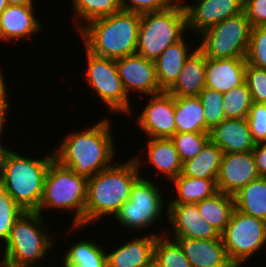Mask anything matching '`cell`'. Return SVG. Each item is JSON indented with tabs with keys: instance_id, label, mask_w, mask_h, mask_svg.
<instances>
[{
	"instance_id": "4316f807",
	"label": "cell",
	"mask_w": 266,
	"mask_h": 267,
	"mask_svg": "<svg viewBox=\"0 0 266 267\" xmlns=\"http://www.w3.org/2000/svg\"><path fill=\"white\" fill-rule=\"evenodd\" d=\"M223 151L209 140L192 159L183 162L182 175L192 178L217 179Z\"/></svg>"
},
{
	"instance_id": "ee69618b",
	"label": "cell",
	"mask_w": 266,
	"mask_h": 267,
	"mask_svg": "<svg viewBox=\"0 0 266 267\" xmlns=\"http://www.w3.org/2000/svg\"><path fill=\"white\" fill-rule=\"evenodd\" d=\"M34 0H7L8 5H34Z\"/></svg>"
},
{
	"instance_id": "f546056e",
	"label": "cell",
	"mask_w": 266,
	"mask_h": 267,
	"mask_svg": "<svg viewBox=\"0 0 266 267\" xmlns=\"http://www.w3.org/2000/svg\"><path fill=\"white\" fill-rule=\"evenodd\" d=\"M64 255L63 264L66 267H107L106 251L92 240L75 242Z\"/></svg>"
},
{
	"instance_id": "d4e9b609",
	"label": "cell",
	"mask_w": 266,
	"mask_h": 267,
	"mask_svg": "<svg viewBox=\"0 0 266 267\" xmlns=\"http://www.w3.org/2000/svg\"><path fill=\"white\" fill-rule=\"evenodd\" d=\"M172 181L177 195L167 204H196L218 192L217 179L192 178L179 174Z\"/></svg>"
},
{
	"instance_id": "7bdbcfd3",
	"label": "cell",
	"mask_w": 266,
	"mask_h": 267,
	"mask_svg": "<svg viewBox=\"0 0 266 267\" xmlns=\"http://www.w3.org/2000/svg\"><path fill=\"white\" fill-rule=\"evenodd\" d=\"M252 153L259 175L266 177V141L256 143Z\"/></svg>"
},
{
	"instance_id": "bcb514c9",
	"label": "cell",
	"mask_w": 266,
	"mask_h": 267,
	"mask_svg": "<svg viewBox=\"0 0 266 267\" xmlns=\"http://www.w3.org/2000/svg\"><path fill=\"white\" fill-rule=\"evenodd\" d=\"M6 194L5 185L3 179L0 176V199Z\"/></svg>"
},
{
	"instance_id": "9c48e42d",
	"label": "cell",
	"mask_w": 266,
	"mask_h": 267,
	"mask_svg": "<svg viewBox=\"0 0 266 267\" xmlns=\"http://www.w3.org/2000/svg\"><path fill=\"white\" fill-rule=\"evenodd\" d=\"M221 238L229 260L235 267H241L254 253L263 250L266 221L234 208Z\"/></svg>"
},
{
	"instance_id": "52a82bcc",
	"label": "cell",
	"mask_w": 266,
	"mask_h": 267,
	"mask_svg": "<svg viewBox=\"0 0 266 267\" xmlns=\"http://www.w3.org/2000/svg\"><path fill=\"white\" fill-rule=\"evenodd\" d=\"M181 1L166 10L141 14L137 54L155 62L171 44L184 37L183 34L187 31V15Z\"/></svg>"
},
{
	"instance_id": "7402d4cb",
	"label": "cell",
	"mask_w": 266,
	"mask_h": 267,
	"mask_svg": "<svg viewBox=\"0 0 266 267\" xmlns=\"http://www.w3.org/2000/svg\"><path fill=\"white\" fill-rule=\"evenodd\" d=\"M206 57L196 47L186 59L176 82L167 90L174 97L198 96L205 88Z\"/></svg>"
},
{
	"instance_id": "4fadbf2b",
	"label": "cell",
	"mask_w": 266,
	"mask_h": 267,
	"mask_svg": "<svg viewBox=\"0 0 266 267\" xmlns=\"http://www.w3.org/2000/svg\"><path fill=\"white\" fill-rule=\"evenodd\" d=\"M261 176L252 151L223 154L216 186L219 192L234 196L243 187Z\"/></svg>"
},
{
	"instance_id": "60d3db41",
	"label": "cell",
	"mask_w": 266,
	"mask_h": 267,
	"mask_svg": "<svg viewBox=\"0 0 266 267\" xmlns=\"http://www.w3.org/2000/svg\"><path fill=\"white\" fill-rule=\"evenodd\" d=\"M244 12L252 28L266 26V0H244Z\"/></svg>"
},
{
	"instance_id": "ba28073f",
	"label": "cell",
	"mask_w": 266,
	"mask_h": 267,
	"mask_svg": "<svg viewBox=\"0 0 266 267\" xmlns=\"http://www.w3.org/2000/svg\"><path fill=\"white\" fill-rule=\"evenodd\" d=\"M251 29L243 11L204 30L197 47L205 57L246 58Z\"/></svg>"
},
{
	"instance_id": "484cf974",
	"label": "cell",
	"mask_w": 266,
	"mask_h": 267,
	"mask_svg": "<svg viewBox=\"0 0 266 267\" xmlns=\"http://www.w3.org/2000/svg\"><path fill=\"white\" fill-rule=\"evenodd\" d=\"M176 133H205V114L198 96L174 97Z\"/></svg>"
},
{
	"instance_id": "b9f144b4",
	"label": "cell",
	"mask_w": 266,
	"mask_h": 267,
	"mask_svg": "<svg viewBox=\"0 0 266 267\" xmlns=\"http://www.w3.org/2000/svg\"><path fill=\"white\" fill-rule=\"evenodd\" d=\"M2 74L0 69V134L5 130L3 127L7 123V110L10 108L7 102L8 92H6V80H4Z\"/></svg>"
},
{
	"instance_id": "44dd1931",
	"label": "cell",
	"mask_w": 266,
	"mask_h": 267,
	"mask_svg": "<svg viewBox=\"0 0 266 267\" xmlns=\"http://www.w3.org/2000/svg\"><path fill=\"white\" fill-rule=\"evenodd\" d=\"M34 10L33 5H8L0 16V40L20 41L42 29Z\"/></svg>"
},
{
	"instance_id": "8992f818",
	"label": "cell",
	"mask_w": 266,
	"mask_h": 267,
	"mask_svg": "<svg viewBox=\"0 0 266 267\" xmlns=\"http://www.w3.org/2000/svg\"><path fill=\"white\" fill-rule=\"evenodd\" d=\"M87 189L88 179L79 176L72 169L62 166L53 159L45 176L43 194L36 212L43 215V210L48 208L71 210L72 213L75 210L72 227L74 229L84 228Z\"/></svg>"
},
{
	"instance_id": "d6986e66",
	"label": "cell",
	"mask_w": 266,
	"mask_h": 267,
	"mask_svg": "<svg viewBox=\"0 0 266 267\" xmlns=\"http://www.w3.org/2000/svg\"><path fill=\"white\" fill-rule=\"evenodd\" d=\"M210 140L224 154L253 151L254 142L247 118L224 119L210 131Z\"/></svg>"
},
{
	"instance_id": "e575fe53",
	"label": "cell",
	"mask_w": 266,
	"mask_h": 267,
	"mask_svg": "<svg viewBox=\"0 0 266 267\" xmlns=\"http://www.w3.org/2000/svg\"><path fill=\"white\" fill-rule=\"evenodd\" d=\"M170 139L183 163L194 158L202 150L210 140V133H175Z\"/></svg>"
},
{
	"instance_id": "5b68a950",
	"label": "cell",
	"mask_w": 266,
	"mask_h": 267,
	"mask_svg": "<svg viewBox=\"0 0 266 267\" xmlns=\"http://www.w3.org/2000/svg\"><path fill=\"white\" fill-rule=\"evenodd\" d=\"M50 235L41 214L24 211L1 249L4 253L0 267H43L36 264L43 261L46 252L54 246Z\"/></svg>"
},
{
	"instance_id": "ac0fdd59",
	"label": "cell",
	"mask_w": 266,
	"mask_h": 267,
	"mask_svg": "<svg viewBox=\"0 0 266 267\" xmlns=\"http://www.w3.org/2000/svg\"><path fill=\"white\" fill-rule=\"evenodd\" d=\"M181 246L192 267H235L229 260L222 238H172Z\"/></svg>"
},
{
	"instance_id": "277c9868",
	"label": "cell",
	"mask_w": 266,
	"mask_h": 267,
	"mask_svg": "<svg viewBox=\"0 0 266 267\" xmlns=\"http://www.w3.org/2000/svg\"><path fill=\"white\" fill-rule=\"evenodd\" d=\"M54 154L46 158H26L8 149L3 157L0 176L6 193L25 211L36 212L43 194L45 176Z\"/></svg>"
},
{
	"instance_id": "2e32d148",
	"label": "cell",
	"mask_w": 266,
	"mask_h": 267,
	"mask_svg": "<svg viewBox=\"0 0 266 267\" xmlns=\"http://www.w3.org/2000/svg\"><path fill=\"white\" fill-rule=\"evenodd\" d=\"M166 208V218L173 233L170 238H221L218 231L201 217L196 204H167Z\"/></svg>"
},
{
	"instance_id": "7a4b0ae2",
	"label": "cell",
	"mask_w": 266,
	"mask_h": 267,
	"mask_svg": "<svg viewBox=\"0 0 266 267\" xmlns=\"http://www.w3.org/2000/svg\"><path fill=\"white\" fill-rule=\"evenodd\" d=\"M139 154L124 163L118 162L88 179L84 226L102 217L114 216L122 204L130 198L131 188L141 176L143 164ZM120 163V164H119ZM108 215V216H107Z\"/></svg>"
},
{
	"instance_id": "1f68e13d",
	"label": "cell",
	"mask_w": 266,
	"mask_h": 267,
	"mask_svg": "<svg viewBox=\"0 0 266 267\" xmlns=\"http://www.w3.org/2000/svg\"><path fill=\"white\" fill-rule=\"evenodd\" d=\"M253 101L246 82L223 93V109L226 119L247 118Z\"/></svg>"
},
{
	"instance_id": "7c38bea8",
	"label": "cell",
	"mask_w": 266,
	"mask_h": 267,
	"mask_svg": "<svg viewBox=\"0 0 266 267\" xmlns=\"http://www.w3.org/2000/svg\"><path fill=\"white\" fill-rule=\"evenodd\" d=\"M148 100L137 115V125L147 138H171L176 133L174 96L162 91L149 95Z\"/></svg>"
},
{
	"instance_id": "f6af8a7d",
	"label": "cell",
	"mask_w": 266,
	"mask_h": 267,
	"mask_svg": "<svg viewBox=\"0 0 266 267\" xmlns=\"http://www.w3.org/2000/svg\"><path fill=\"white\" fill-rule=\"evenodd\" d=\"M0 138H1V134H0ZM7 150H8V148L3 146V143L1 142V139H0V171H1L3 157H4V154Z\"/></svg>"
},
{
	"instance_id": "3957f363",
	"label": "cell",
	"mask_w": 266,
	"mask_h": 267,
	"mask_svg": "<svg viewBox=\"0 0 266 267\" xmlns=\"http://www.w3.org/2000/svg\"><path fill=\"white\" fill-rule=\"evenodd\" d=\"M140 21L141 14L121 9L77 25L76 31L82 36L87 51L116 60L136 53Z\"/></svg>"
},
{
	"instance_id": "d590c367",
	"label": "cell",
	"mask_w": 266,
	"mask_h": 267,
	"mask_svg": "<svg viewBox=\"0 0 266 267\" xmlns=\"http://www.w3.org/2000/svg\"><path fill=\"white\" fill-rule=\"evenodd\" d=\"M24 210L13 200L9 194L0 199V242L5 245L15 221Z\"/></svg>"
},
{
	"instance_id": "ffe728a7",
	"label": "cell",
	"mask_w": 266,
	"mask_h": 267,
	"mask_svg": "<svg viewBox=\"0 0 266 267\" xmlns=\"http://www.w3.org/2000/svg\"><path fill=\"white\" fill-rule=\"evenodd\" d=\"M158 233L134 238L106 253L107 267H153L154 246Z\"/></svg>"
},
{
	"instance_id": "8fae6325",
	"label": "cell",
	"mask_w": 266,
	"mask_h": 267,
	"mask_svg": "<svg viewBox=\"0 0 266 267\" xmlns=\"http://www.w3.org/2000/svg\"><path fill=\"white\" fill-rule=\"evenodd\" d=\"M85 51L88 66L84 76L88 80L89 87L98 94V98L112 113L120 112L129 116L130 113L133 114L131 101L119 76L115 60Z\"/></svg>"
},
{
	"instance_id": "6da1fadb",
	"label": "cell",
	"mask_w": 266,
	"mask_h": 267,
	"mask_svg": "<svg viewBox=\"0 0 266 267\" xmlns=\"http://www.w3.org/2000/svg\"><path fill=\"white\" fill-rule=\"evenodd\" d=\"M111 123L101 119L87 129L68 134L53 152L54 159L86 179L110 167L116 148Z\"/></svg>"
},
{
	"instance_id": "ab89813d",
	"label": "cell",
	"mask_w": 266,
	"mask_h": 267,
	"mask_svg": "<svg viewBox=\"0 0 266 267\" xmlns=\"http://www.w3.org/2000/svg\"><path fill=\"white\" fill-rule=\"evenodd\" d=\"M247 120L255 143L266 141V104L253 103Z\"/></svg>"
},
{
	"instance_id": "5bb4252c",
	"label": "cell",
	"mask_w": 266,
	"mask_h": 267,
	"mask_svg": "<svg viewBox=\"0 0 266 267\" xmlns=\"http://www.w3.org/2000/svg\"><path fill=\"white\" fill-rule=\"evenodd\" d=\"M119 76L125 91H135L144 95H154L162 92L155 70V63L140 54L127 55L115 60Z\"/></svg>"
},
{
	"instance_id": "f35d334b",
	"label": "cell",
	"mask_w": 266,
	"mask_h": 267,
	"mask_svg": "<svg viewBox=\"0 0 266 267\" xmlns=\"http://www.w3.org/2000/svg\"><path fill=\"white\" fill-rule=\"evenodd\" d=\"M178 1L180 0H120V4L122 10L144 14L169 9Z\"/></svg>"
},
{
	"instance_id": "d6a6232c",
	"label": "cell",
	"mask_w": 266,
	"mask_h": 267,
	"mask_svg": "<svg viewBox=\"0 0 266 267\" xmlns=\"http://www.w3.org/2000/svg\"><path fill=\"white\" fill-rule=\"evenodd\" d=\"M74 14L85 21L109 16L121 10L120 0H72Z\"/></svg>"
},
{
	"instance_id": "f1b7e54d",
	"label": "cell",
	"mask_w": 266,
	"mask_h": 267,
	"mask_svg": "<svg viewBox=\"0 0 266 267\" xmlns=\"http://www.w3.org/2000/svg\"><path fill=\"white\" fill-rule=\"evenodd\" d=\"M234 199L237 210L266 221V177L251 181Z\"/></svg>"
},
{
	"instance_id": "74e56055",
	"label": "cell",
	"mask_w": 266,
	"mask_h": 267,
	"mask_svg": "<svg viewBox=\"0 0 266 267\" xmlns=\"http://www.w3.org/2000/svg\"><path fill=\"white\" fill-rule=\"evenodd\" d=\"M245 82L253 103L266 104V69L247 64Z\"/></svg>"
},
{
	"instance_id": "83f0119b",
	"label": "cell",
	"mask_w": 266,
	"mask_h": 267,
	"mask_svg": "<svg viewBox=\"0 0 266 267\" xmlns=\"http://www.w3.org/2000/svg\"><path fill=\"white\" fill-rule=\"evenodd\" d=\"M199 213L221 235L235 208L234 196L217 192L212 197L196 203Z\"/></svg>"
},
{
	"instance_id": "8d00e7d4",
	"label": "cell",
	"mask_w": 266,
	"mask_h": 267,
	"mask_svg": "<svg viewBox=\"0 0 266 267\" xmlns=\"http://www.w3.org/2000/svg\"><path fill=\"white\" fill-rule=\"evenodd\" d=\"M246 63L266 69V26L251 29Z\"/></svg>"
},
{
	"instance_id": "603a6c76",
	"label": "cell",
	"mask_w": 266,
	"mask_h": 267,
	"mask_svg": "<svg viewBox=\"0 0 266 267\" xmlns=\"http://www.w3.org/2000/svg\"><path fill=\"white\" fill-rule=\"evenodd\" d=\"M184 37L171 44L155 60L156 77L160 88L167 91L178 79L186 59L193 51H189Z\"/></svg>"
},
{
	"instance_id": "7dc6e473",
	"label": "cell",
	"mask_w": 266,
	"mask_h": 267,
	"mask_svg": "<svg viewBox=\"0 0 266 267\" xmlns=\"http://www.w3.org/2000/svg\"><path fill=\"white\" fill-rule=\"evenodd\" d=\"M7 6V0H0V16Z\"/></svg>"
},
{
	"instance_id": "cb8c5ba5",
	"label": "cell",
	"mask_w": 266,
	"mask_h": 267,
	"mask_svg": "<svg viewBox=\"0 0 266 267\" xmlns=\"http://www.w3.org/2000/svg\"><path fill=\"white\" fill-rule=\"evenodd\" d=\"M147 142L146 154L149 165L159 170L167 176L166 179L174 180L182 172V161L180 160L177 149L170 138H150Z\"/></svg>"
},
{
	"instance_id": "30bf717a",
	"label": "cell",
	"mask_w": 266,
	"mask_h": 267,
	"mask_svg": "<svg viewBox=\"0 0 266 267\" xmlns=\"http://www.w3.org/2000/svg\"><path fill=\"white\" fill-rule=\"evenodd\" d=\"M158 188L153 181L140 176L132 185L130 198L114 215L116 222L135 231L156 224L163 216L165 204Z\"/></svg>"
},
{
	"instance_id": "e0dca14e",
	"label": "cell",
	"mask_w": 266,
	"mask_h": 267,
	"mask_svg": "<svg viewBox=\"0 0 266 267\" xmlns=\"http://www.w3.org/2000/svg\"><path fill=\"white\" fill-rule=\"evenodd\" d=\"M246 58L206 57L205 87L226 93L245 82Z\"/></svg>"
},
{
	"instance_id": "4dcf8cb0",
	"label": "cell",
	"mask_w": 266,
	"mask_h": 267,
	"mask_svg": "<svg viewBox=\"0 0 266 267\" xmlns=\"http://www.w3.org/2000/svg\"><path fill=\"white\" fill-rule=\"evenodd\" d=\"M162 232L154 246L153 267H192L179 243Z\"/></svg>"
},
{
	"instance_id": "9a60e30c",
	"label": "cell",
	"mask_w": 266,
	"mask_h": 267,
	"mask_svg": "<svg viewBox=\"0 0 266 267\" xmlns=\"http://www.w3.org/2000/svg\"><path fill=\"white\" fill-rule=\"evenodd\" d=\"M187 15V30L201 34L204 30L244 11V0H196L183 3Z\"/></svg>"
},
{
	"instance_id": "836d02e7",
	"label": "cell",
	"mask_w": 266,
	"mask_h": 267,
	"mask_svg": "<svg viewBox=\"0 0 266 267\" xmlns=\"http://www.w3.org/2000/svg\"><path fill=\"white\" fill-rule=\"evenodd\" d=\"M205 114V133L210 131L225 118L223 94L211 88H204L198 95Z\"/></svg>"
}]
</instances>
